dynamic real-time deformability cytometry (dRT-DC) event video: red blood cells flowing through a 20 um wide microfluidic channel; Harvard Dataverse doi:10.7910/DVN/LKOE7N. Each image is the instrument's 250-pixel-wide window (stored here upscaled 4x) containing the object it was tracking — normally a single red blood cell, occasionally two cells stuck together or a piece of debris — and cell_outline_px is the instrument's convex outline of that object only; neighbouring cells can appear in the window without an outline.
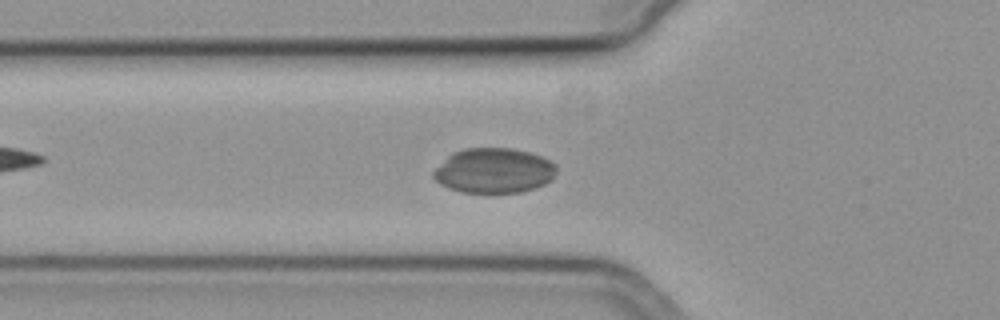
{"species": "common noctule bat (a hibernating species)", "species_latin": "Nyctalus noctula", "temperature_condition": "cold", "stored_images_in_passage": 51, "camera_frame_rate_fps": 3000, "um_per_image_px": 0.085, "animal": {"sex": "female", "body_mass_g": 19.3, "forearm_length_mm": 54.1}, "frame": {"image": 1, "passage_image": 17, "time_ms": 5.333, "image_size_px": [1000, 320], "cell_outline_px": [[556, 172], [552, 180], [544, 184], [520, 192], [460, 192], [448, 188], [440, 184], [432, 176], [432, 172], [452, 152], [464, 148], [512, 148], [544, 156], [556, 164]], "centroid_in_image_um": [41.99, 14.49], "position_along_channel_um": 83.8, "area_um2": 32.31}}
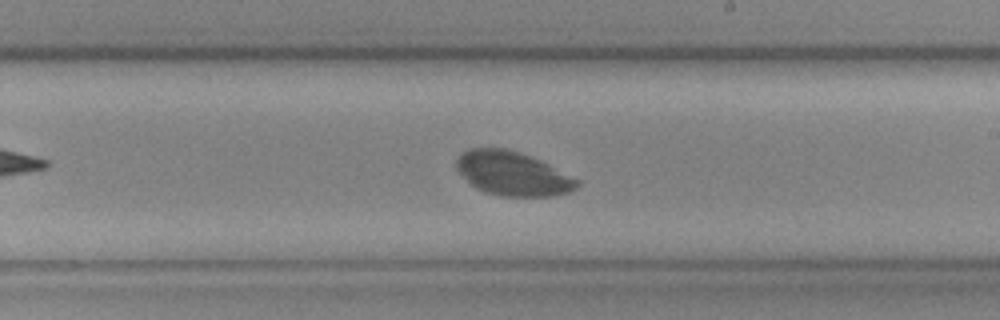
{"frame": {"image": 2, "passage_image": 30, "time_ms": 9.667, "image_size_px": [1000, 320], "cell_outline_px": [[580, 184], [576, 188], [568, 192], [552, 196], [500, 196], [484, 192], [476, 188], [456, 168], [456, 160], [468, 148], [504, 148], [520, 152], [540, 160], [580, 180]], "centroid_in_image_um": [43.59, 14.76], "position_along_channel_um": 245.4, "area_um2": 30.69}}
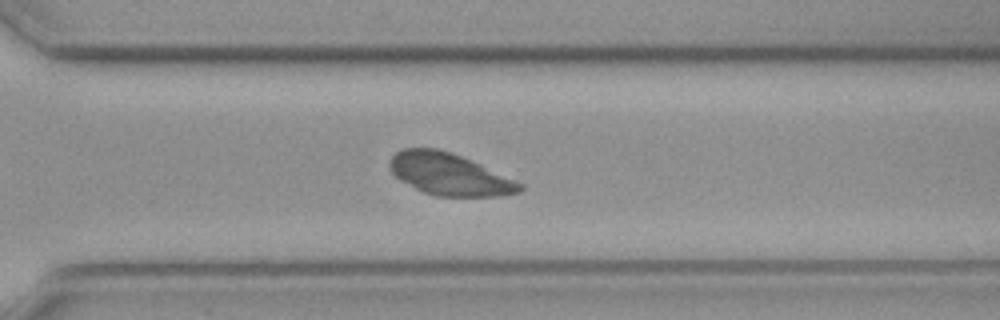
{"frame": {"image": 3, "passage_image": 37, "time_ms": 12.0, "image_size_px": [1000, 320], "cell_outline_px": [[524, 188], [520, 192], [500, 196], [436, 196], [424, 192], [400, 180], [388, 168], [388, 160], [396, 152], [404, 148], [436, 148], [452, 152], [472, 160], [516, 180], [524, 184]], "centroid_in_image_um": [38.21, 14.8], "position_along_channel_um": 332.4, "area_um2": 31.96}}